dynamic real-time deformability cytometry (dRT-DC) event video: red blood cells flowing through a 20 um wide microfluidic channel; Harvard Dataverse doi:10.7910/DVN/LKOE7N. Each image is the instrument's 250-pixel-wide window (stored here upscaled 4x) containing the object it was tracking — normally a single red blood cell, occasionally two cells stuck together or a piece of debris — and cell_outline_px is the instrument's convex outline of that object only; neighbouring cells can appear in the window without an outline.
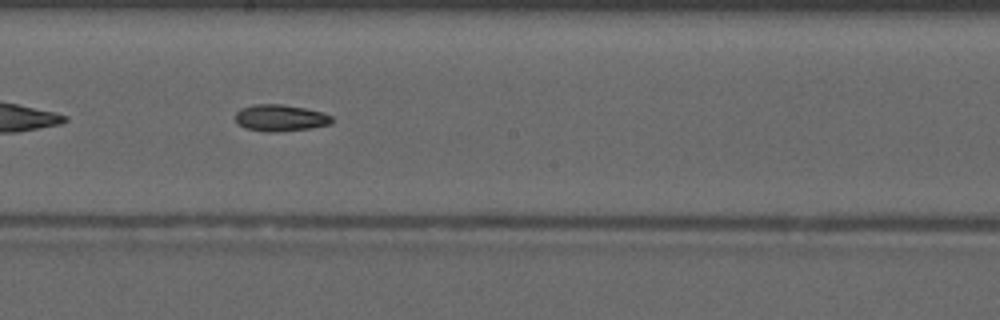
{"species": "common noctule bat (a hibernating species)", "species_latin": "Nyctalus noctula", "temperature_condition": "warm", "stored_images_in_passage": 27, "camera_frame_rate_fps": 3000, "um_per_image_px": 0.085, "animal": {"sex": "male", "forearm_length_mm": 52.5}, "frame": {"image": 1, "passage_image": 15, "time_ms": 4.667, "image_size_px": [1000, 320], "cell_outline_px": [[332, 124], [312, 128], [276, 132], [268, 132], [244, 128], [236, 120], [236, 112], [240, 108], [256, 104], [284, 104], [304, 108], [320, 112], [332, 116]], "centroid_in_image_um": [23.83, 10.02], "position_along_channel_um": 224.4, "area_um2": 14.97}}
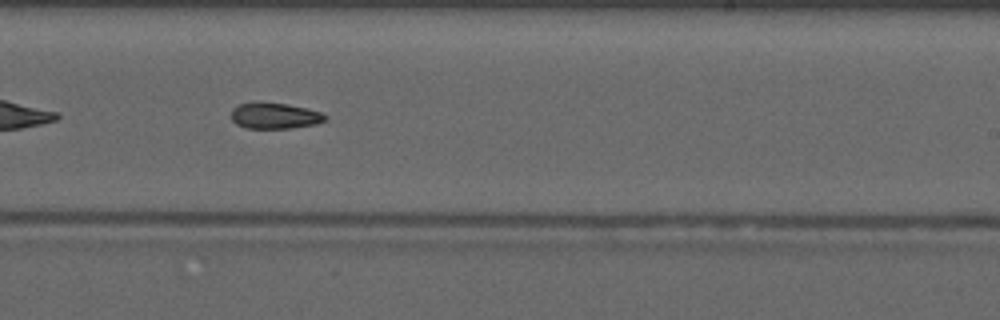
{"frame": {"image": 2, "passage_image": 18, "time_ms": 5.667, "image_size_px": [1000, 320], "cell_outline_px": [[328, 116], [324, 120], [316, 124], [292, 128], [248, 128], [236, 124], [232, 120], [232, 108], [240, 104], [288, 104], [308, 108], [320, 112]], "centroid_in_image_um": [23.39, 9.86], "position_along_channel_um": 265.6, "area_um2": 13.81}}